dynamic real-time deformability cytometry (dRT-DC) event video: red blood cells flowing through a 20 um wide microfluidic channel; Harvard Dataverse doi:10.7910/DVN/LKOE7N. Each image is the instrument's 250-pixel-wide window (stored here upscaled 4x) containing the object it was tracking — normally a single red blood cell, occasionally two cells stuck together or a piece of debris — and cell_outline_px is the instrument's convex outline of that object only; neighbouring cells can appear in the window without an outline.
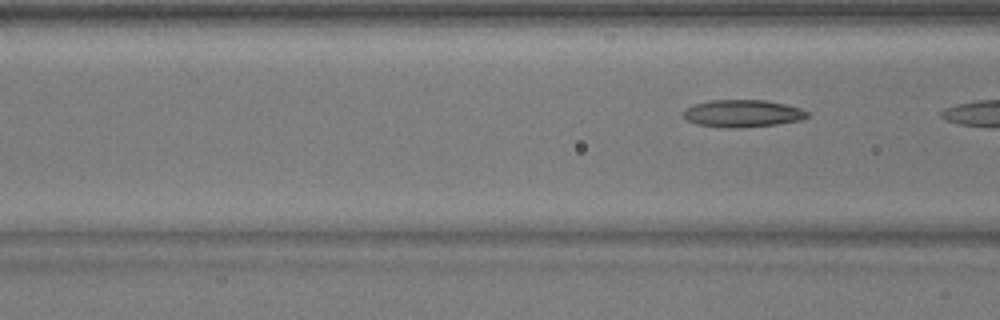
{"species": "common noctule bat (a hibernating species)", "species_latin": "Nyctalus noctula", "temperature_condition": "warm", "stored_images_in_passage": 8, "camera_frame_rate_fps": 3000, "um_per_image_px": 0.085, "animal": {"sex": "male", "body_mass_g": 17.9}, "frame": {"image": 1, "passage_image": 6, "time_ms": 1.667, "image_size_px": [1000, 320], "cell_outline_px": [[808, 116], [800, 120], [776, 124], [732, 128], [728, 128], [696, 124], [688, 120], [684, 116], [684, 112], [688, 108], [696, 104], [712, 100], [764, 100], [784, 104], [800, 108], [808, 112]], "centroid_in_image_um": [63.13, 9.64], "position_along_channel_um": 103.5, "area_um2": 19.31}}